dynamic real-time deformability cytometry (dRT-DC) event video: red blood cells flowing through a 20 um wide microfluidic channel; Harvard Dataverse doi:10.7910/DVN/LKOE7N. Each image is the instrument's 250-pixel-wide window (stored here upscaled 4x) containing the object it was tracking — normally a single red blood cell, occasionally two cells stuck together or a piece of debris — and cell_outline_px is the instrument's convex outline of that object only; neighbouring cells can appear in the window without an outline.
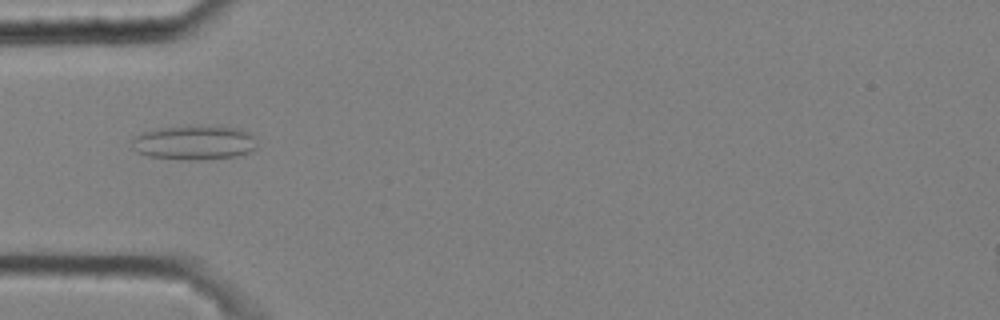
{"species": "common noctule bat (a hibernating species)", "species_latin": "Nyctalus noctula", "temperature_condition": "cold", "stored_images_in_passage": 35, "camera_frame_rate_fps": 3000, "um_per_image_px": 0.085, "animal": {"sex": "male", "body_mass_g": 20.4}, "frame": {"image": 1, "passage_image": 2, "time_ms": 0.333, "image_size_px": [1000, 320], "cell_outline_px": [[256, 148], [240, 156], [188, 160], [148, 156], [132, 148], [132, 140], [140, 132], [160, 128], [200, 124], [240, 128], [248, 132], [252, 136]], "centroid_in_image_um": [16.51, 12.09], "position_along_channel_um": 68.5, "area_um2": 25.2}}
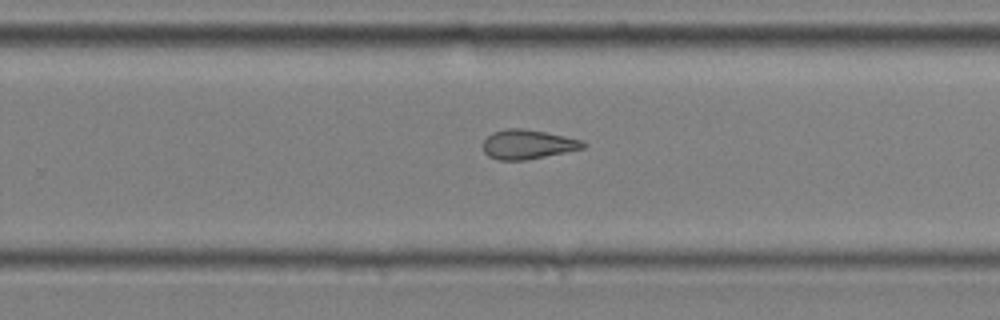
{"frame": {"image": 2, "passage_image": 20, "time_ms": 6.333, "image_size_px": [1000, 320], "cell_outline_px": [[588, 144], [584, 148], [524, 160], [496, 160], [488, 156], [484, 152], [484, 140], [492, 132], [508, 128], [520, 128], [544, 132], [584, 140]], "centroid_in_image_um": [44.86, 12.27], "position_along_channel_um": 284.9, "area_um2": 16.99}}
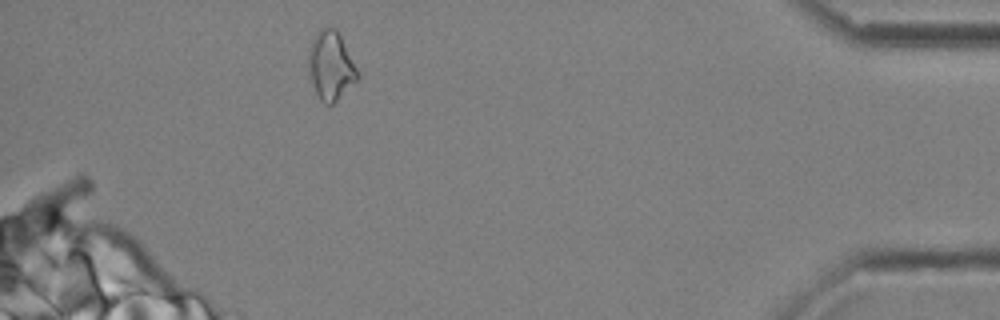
{"frame": {"image": 3, "passage_image": 34, "time_ms": 11.0, "image_size_px": [1000, 320], "cell_outline_px": [[360, 76], [332, 104], [324, 104], [316, 96], [308, 72], [308, 52], [320, 28], [336, 28]], "centroid_in_image_um": [28.08, 5.62], "position_along_channel_um": 407.1, "area_um2": 19.13}, "authors_computed_cell_mechanics": {"area_um2": 17.3978, "velocity_mm_per_s": 3.6029, "shape_relaxation_time_tau1_ms": null, "shape_relaxation_time_tau2_ms": 3.7283, "deformation_change_tau1": null, "deformation_change_tau2": 0.1341}}